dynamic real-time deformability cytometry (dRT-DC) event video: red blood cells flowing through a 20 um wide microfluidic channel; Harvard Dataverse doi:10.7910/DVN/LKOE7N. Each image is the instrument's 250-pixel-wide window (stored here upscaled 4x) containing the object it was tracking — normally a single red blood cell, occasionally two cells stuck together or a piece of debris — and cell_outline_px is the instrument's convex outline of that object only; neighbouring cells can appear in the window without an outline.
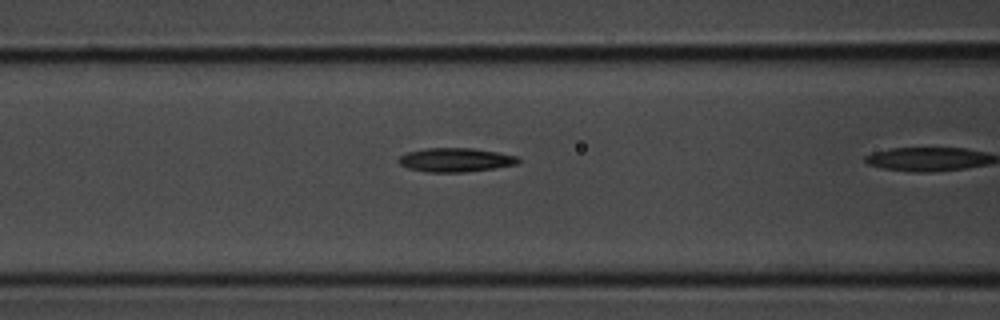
{"species": "common noctule bat (a hibernating species)", "species_latin": "Nyctalus noctula", "temperature_condition": "room temperature", "stored_images_in_passage": 8, "camera_frame_rate_fps": 3000, "um_per_image_px": 0.085, "animal": {"sex": "male", "body_mass_g": 20.1, "forearm_length_mm": 53.5}, "frame": {"image": 1, "passage_image": 7, "time_ms": 2.0, "image_size_px": [1000, 320], "cell_outline_px": [[520, 160], [516, 164], [496, 168], [464, 172], [428, 172], [408, 168], [400, 164], [396, 160], [400, 156], [408, 152], [428, 148], [468, 148], [496, 152], [516, 156]], "centroid_in_image_um": [38.69, 13.6], "position_along_channel_um": 127.9, "area_um2": 16.47}}